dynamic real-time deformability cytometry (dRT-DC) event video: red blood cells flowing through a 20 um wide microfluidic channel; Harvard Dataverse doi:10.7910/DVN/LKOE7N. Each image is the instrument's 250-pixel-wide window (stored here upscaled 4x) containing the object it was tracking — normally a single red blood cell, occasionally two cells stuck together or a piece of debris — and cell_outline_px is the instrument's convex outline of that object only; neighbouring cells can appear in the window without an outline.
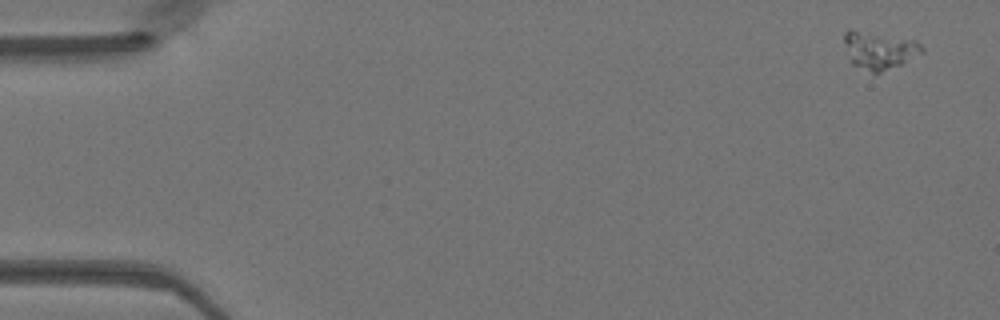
{"species": "Egyptian fruit bat (a non-hibernating species)", "species_latin": "Rousettus aegyptiacus", "temperature_condition": "warm", "stored_images_in_passage": 47, "camera_frame_rate_fps": 3000, "um_per_image_px": 0.085, "animal": {"sex": "female"}, "frame": {"image": 1, "passage_image": 1, "time_ms": 0.0, "image_size_px": [1000, 320], "cell_outline_px": [[924, 52], [900, 64], [880, 72], [872, 72], [852, 64], [844, 40], [844, 32], [856, 32], [916, 40], [924, 48]], "centroid_in_image_um": [74.79, 4.31], "position_along_channel_um": 10.2, "area_um2": 15.95}}
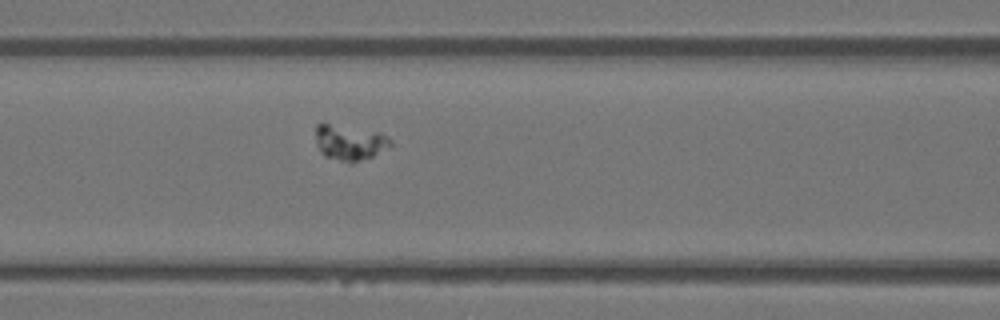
{"frame": {"image": 2, "passage_image": 20, "time_ms": 6.333, "image_size_px": [1000, 320], "cell_outline_px": [[392, 144], [372, 156], [352, 164], [348, 164], [324, 156], [320, 152], [316, 144], [316, 124], [328, 124], [376, 132], [392, 140]], "centroid_in_image_um": [29.66, 12.16], "position_along_channel_um": 136.9, "area_um2": 15.14}}
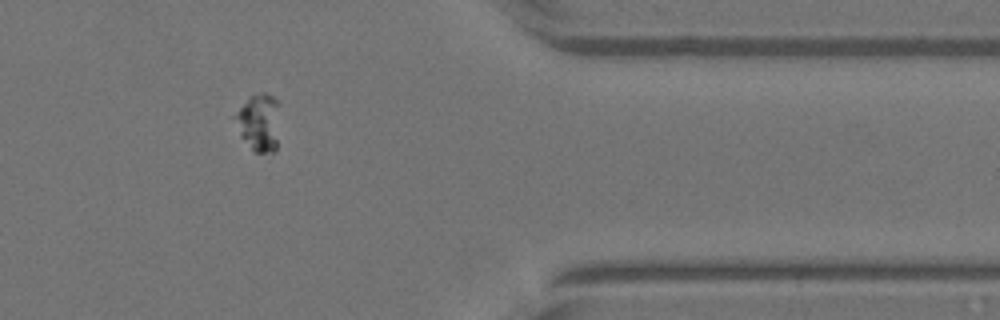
{"frame": {"image": 3, "passage_image": 40, "time_ms": 13.0, "image_size_px": [1000, 320], "cell_outline_px": [[276, 148], [272, 152], [252, 152], [240, 136], [232, 116], [248, 96], [264, 92], [272, 96], [276, 100]], "centroid_in_image_um": [21.9, 10.41], "position_along_channel_um": 389.5, "area_um2": 14.68}}